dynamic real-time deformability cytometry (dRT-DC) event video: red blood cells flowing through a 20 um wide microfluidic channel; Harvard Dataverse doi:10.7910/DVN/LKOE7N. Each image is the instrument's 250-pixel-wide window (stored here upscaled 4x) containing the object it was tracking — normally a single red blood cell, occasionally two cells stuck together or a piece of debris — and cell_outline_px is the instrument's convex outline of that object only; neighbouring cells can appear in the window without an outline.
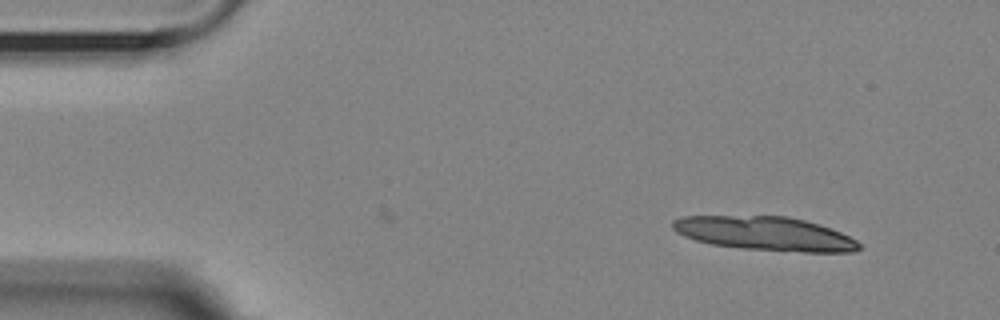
{"species": "Egyptian fruit bat (a non-hibernating species)", "species_latin": "Rousettus aegyptiacus", "temperature_condition": "room temperature", "stored_images_in_passage": 4, "camera_frame_rate_fps": 3000, "um_per_image_px": 0.085, "animal": {"sex": "female"}, "frame": {"image": 1, "passage_image": 1, "time_ms": 0.0, "image_size_px": [1000, 320], "cell_outline_px": [[860, 248], [856, 252], [804, 252], [740, 248], [712, 244], [696, 240], [684, 236], [676, 232], [672, 228], [672, 220], [680, 216], [788, 216], [820, 224], [832, 228], [856, 240], [860, 244]], "centroid_in_image_um": [65.03, 19.85], "position_along_channel_um": 20.0, "area_um2": 36.88}}